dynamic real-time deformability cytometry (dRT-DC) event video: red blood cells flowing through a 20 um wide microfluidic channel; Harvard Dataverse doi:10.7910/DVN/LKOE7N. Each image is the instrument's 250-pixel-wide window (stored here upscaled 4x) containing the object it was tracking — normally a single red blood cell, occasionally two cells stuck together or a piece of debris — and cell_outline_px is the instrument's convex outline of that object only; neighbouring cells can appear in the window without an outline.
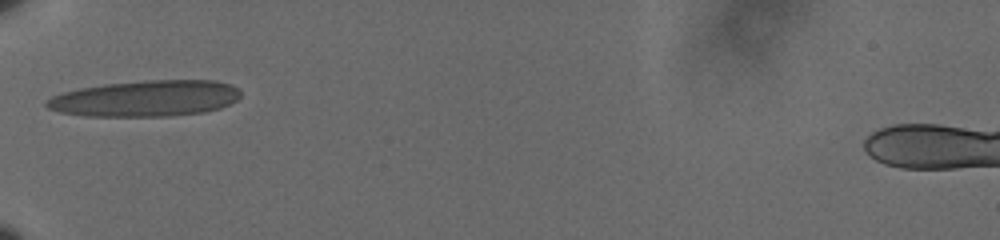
{"species": "human", "species_latin": "Homo sapiens", "temperature_condition": "cold", "stored_images_in_passage": 2, "camera_frame_rate_fps": 3000, "um_per_image_px": 0.085, "donor": {"sex": "male"}, "frame": {"image": 1, "passage_image": 1, "time_ms": 0.0, "image_size_px": [1000, 240], "cell_outline_px": [[240, 96], [236, 100], [220, 108], [204, 112], [168, 116], [84, 116], [60, 112], [48, 108], [44, 104], [52, 96], [64, 92], [80, 88], [104, 84], [144, 80], [216, 80], [232, 84], [240, 92]], "centroid_in_image_um": [12.38, 8.36], "position_along_channel_um": 72.6, "area_um2": 40.86}}